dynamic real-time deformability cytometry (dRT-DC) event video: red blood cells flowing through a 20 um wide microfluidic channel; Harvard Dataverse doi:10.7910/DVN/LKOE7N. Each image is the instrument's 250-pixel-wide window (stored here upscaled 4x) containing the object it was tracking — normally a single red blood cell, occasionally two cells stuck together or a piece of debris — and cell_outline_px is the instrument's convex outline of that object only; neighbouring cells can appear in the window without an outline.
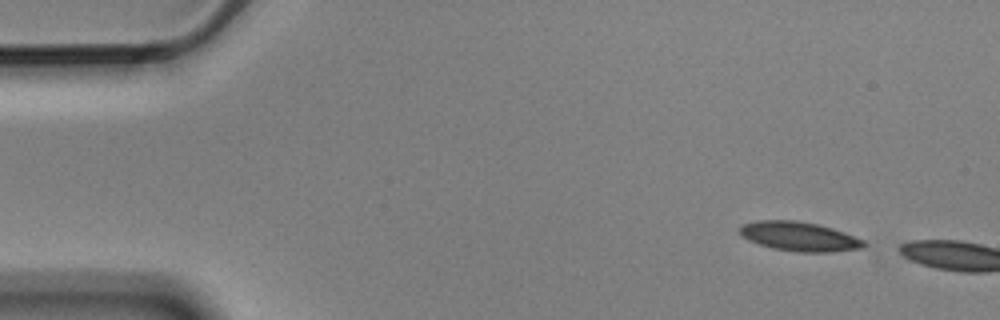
{"species": "Egyptian fruit bat (a non-hibernating species)", "species_latin": "Rousettus aegyptiacus", "temperature_condition": "cold", "stored_images_in_passage": 2, "camera_frame_rate_fps": 3000, "um_per_image_px": 0.085, "animal": {"sex": "male"}, "frame": {"image": 1, "passage_image": 1, "time_ms": 0.0, "image_size_px": [1000, 320], "cell_outline_px": [[868, 244], [864, 248], [832, 252], [796, 252], [772, 248], [748, 240], [740, 236], [736, 232], [736, 228], [744, 224], [756, 220], [796, 220], [816, 224], [832, 228], [844, 232], [864, 240]], "centroid_in_image_um": [67.9, 20.1], "position_along_channel_um": 17.1, "area_um2": 21.5}}